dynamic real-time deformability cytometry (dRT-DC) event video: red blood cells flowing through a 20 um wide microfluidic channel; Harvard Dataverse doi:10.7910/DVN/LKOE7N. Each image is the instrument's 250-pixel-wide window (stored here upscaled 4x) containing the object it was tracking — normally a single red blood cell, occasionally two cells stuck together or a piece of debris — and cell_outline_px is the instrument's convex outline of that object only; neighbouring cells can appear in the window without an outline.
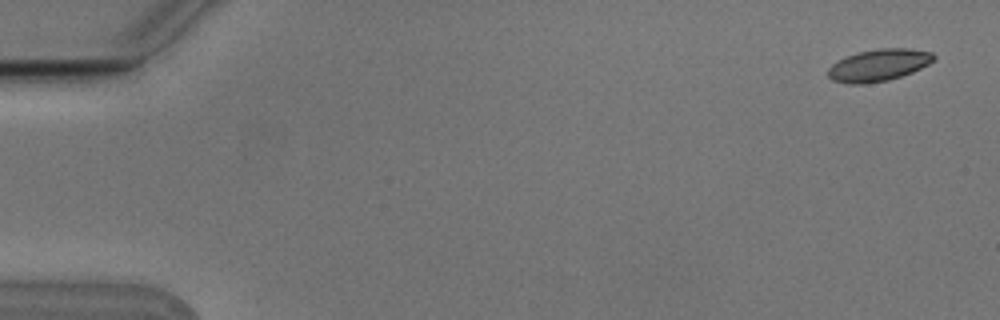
{"species": "Egyptian fruit bat (a non-hibernating species)", "species_latin": "Rousettus aegyptiacus", "temperature_condition": "cold", "stored_images_in_passage": 6, "camera_frame_rate_fps": 3000, "um_per_image_px": 0.085, "animal": {"sex": "male"}, "frame": {"image": 1, "passage_image": 1, "time_ms": 0.0, "image_size_px": [1000, 320], "cell_outline_px": [[936, 60], [912, 72], [888, 80], [864, 84], [848, 84], [832, 80], [828, 76], [828, 68], [832, 64], [848, 56], [860, 52], [880, 48], [908, 48], [932, 52], [936, 56]], "centroid_in_image_um": [74.71, 5.54], "position_along_channel_um": 10.3, "area_um2": 19.59}}
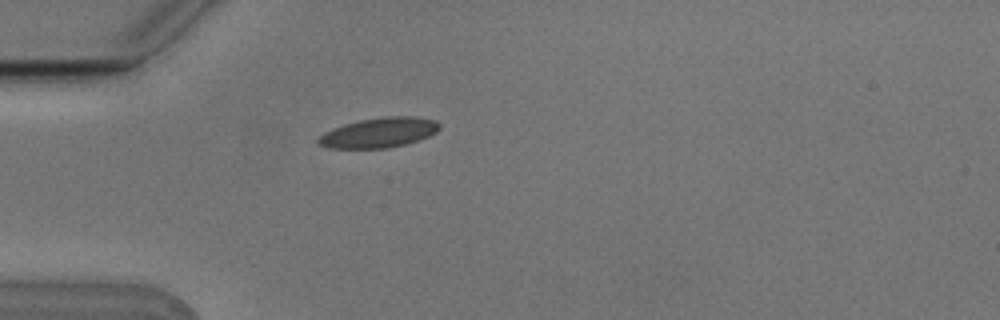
{"frame": {"image": 2, "passage_image": 5, "time_ms": 1.333, "image_size_px": [1000, 320], "cell_outline_px": [[440, 128], [436, 132], [428, 136], [404, 144], [388, 148], [328, 148], [320, 144], [316, 140], [324, 132], [344, 124], [360, 120], [384, 116], [416, 116], [436, 120], [440, 124]], "centroid_in_image_um": [32.23, 11.26], "position_along_channel_um": 52.8, "area_um2": 21.04}}